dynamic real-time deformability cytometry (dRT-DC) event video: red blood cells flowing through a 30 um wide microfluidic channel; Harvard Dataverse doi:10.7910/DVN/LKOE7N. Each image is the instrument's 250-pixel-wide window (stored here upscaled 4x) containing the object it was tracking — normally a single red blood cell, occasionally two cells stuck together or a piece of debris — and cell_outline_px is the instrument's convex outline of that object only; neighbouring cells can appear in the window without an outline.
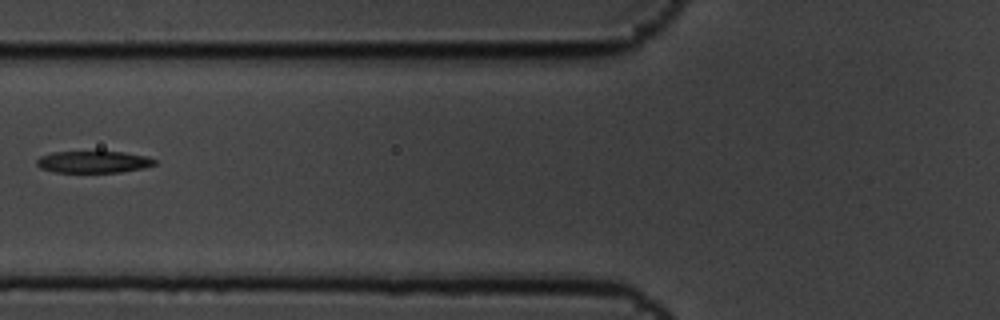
{"species": "common noctule bat (a hibernating species)", "species_latin": "Nyctalus noctula", "temperature_condition": "cold", "stored_images_in_passage": 7, "camera_frame_rate_fps": 3000, "um_per_image_px": 0.085, "animal": {"sex": "male", "body_mass_g": 19.5, "forearm_length_mm": 54.6}, "frame": {"image": 1, "passage_image": 7, "time_ms": 2.0, "image_size_px": [1000, 320], "cell_outline_px": [[156, 164], [144, 168], [120, 172], [52, 172], [40, 168], [36, 164], [36, 160], [40, 156], [52, 152], [124, 152], [148, 156], [156, 160]], "centroid_in_image_um": [7.94, 13.76], "position_along_channel_um": 117.9, "area_um2": 15.09}}